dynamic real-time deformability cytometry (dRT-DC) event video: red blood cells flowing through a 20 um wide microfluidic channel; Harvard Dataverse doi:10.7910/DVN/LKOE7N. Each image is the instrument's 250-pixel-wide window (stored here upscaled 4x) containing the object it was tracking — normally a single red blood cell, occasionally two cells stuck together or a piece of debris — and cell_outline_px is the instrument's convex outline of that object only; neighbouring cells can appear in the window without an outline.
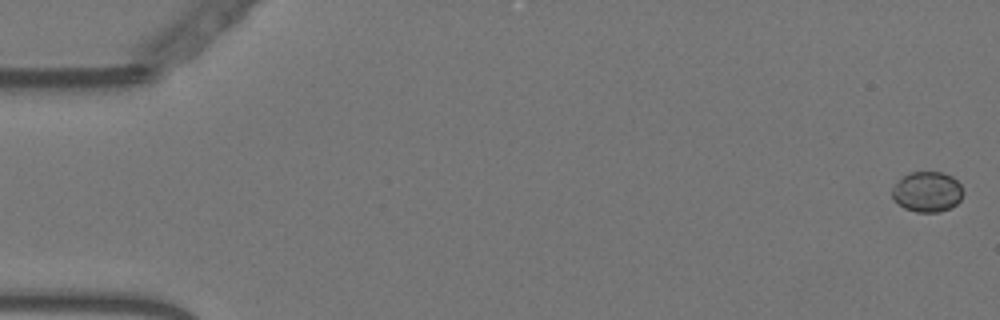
{"species": "Egyptian fruit bat (a non-hibernating species)", "species_latin": "Rousettus aegyptiacus", "temperature_condition": "warm", "stored_images_in_passage": 10, "camera_frame_rate_fps": 3000, "um_per_image_px": 0.085, "animal": {"sex": "female"}, "frame": {"image": 1, "passage_image": 2, "time_ms": 0.333, "image_size_px": [1000, 320], "cell_outline_px": [[964, 192], [960, 200], [956, 204], [940, 212], [916, 212], [904, 208], [892, 196], [892, 188], [908, 172], [944, 172], [952, 176], [960, 184]], "centroid_in_image_um": [78.84, 16.29], "position_along_channel_um": 6.2, "area_um2": 16.59}}